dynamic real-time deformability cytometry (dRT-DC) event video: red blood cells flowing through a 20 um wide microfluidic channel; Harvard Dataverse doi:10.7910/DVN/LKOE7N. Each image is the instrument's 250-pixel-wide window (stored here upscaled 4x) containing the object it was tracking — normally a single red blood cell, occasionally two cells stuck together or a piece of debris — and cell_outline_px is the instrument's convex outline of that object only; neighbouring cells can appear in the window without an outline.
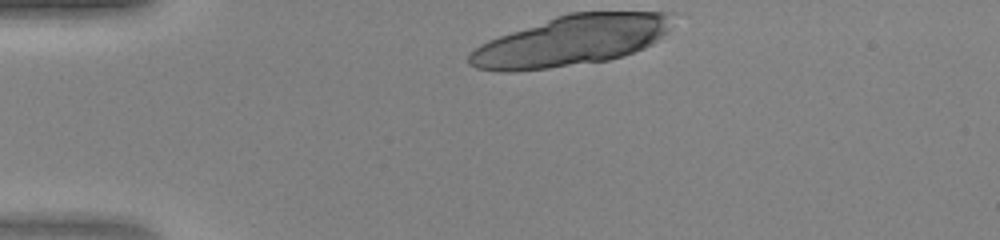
{"species": "human", "species_latin": "Homo sapiens", "temperature_condition": "warm", "stored_images_in_passage": 11, "camera_frame_rate_fps": 3000, "um_per_image_px": 0.085, "donor": {"sex": "female"}, "frame": {"image": 1, "passage_image": 1, "time_ms": 0.0, "image_size_px": [1000, 240], "cell_outline_px": [[676, 12], [668, 32], [652, 44], [644, 48], [624, 56], [608, 60], [548, 68], [512, 72], [500, 72], [476, 68], [468, 64], [468, 52], [480, 44], [488, 40], [556, 16], [568, 12]], "centroid_in_image_um": [48.57, 3.46], "position_along_channel_um": 36.4, "area_um2": 59.77}}